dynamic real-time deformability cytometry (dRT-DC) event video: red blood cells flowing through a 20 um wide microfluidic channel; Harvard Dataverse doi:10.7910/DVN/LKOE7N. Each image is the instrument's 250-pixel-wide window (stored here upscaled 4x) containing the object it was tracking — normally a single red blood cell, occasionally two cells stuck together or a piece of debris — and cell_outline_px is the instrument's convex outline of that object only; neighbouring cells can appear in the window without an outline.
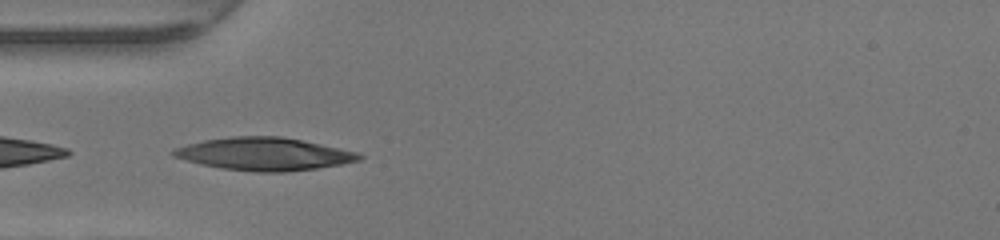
{"species": "human", "species_latin": "Homo sapiens", "temperature_condition": "warm", "stored_images_in_passage": 26, "camera_frame_rate_fps": 3000, "um_per_image_px": 0.085, "donor": {"sex": "female"}, "frame": {"image": 1, "passage_image": 1, "time_ms": 0.0, "image_size_px": [1000, 240], "cell_outline_px": [[364, 156], [360, 160], [340, 164], [316, 168], [288, 172], [256, 172], [220, 168], [200, 164], [172, 156], [168, 152], [172, 148], [204, 140], [232, 136], [280, 136], [360, 152]], "centroid_in_image_um": [22.42, 13.09], "position_along_channel_um": 62.6, "area_um2": 35.55}}
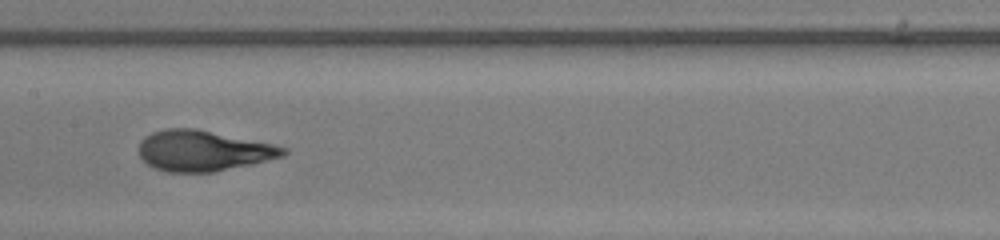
{"frame": {"image": 2, "passage_image": 10, "time_ms": 3.0, "image_size_px": [1000, 240], "cell_outline_px": [[288, 152], [284, 156], [212, 172], [168, 172], [156, 168], [148, 164], [140, 156], [140, 140], [144, 136], [152, 132], [164, 128], [196, 128], [272, 144], [288, 148]], "centroid_in_image_um": [17.25, 12.8], "position_along_channel_um": 190.2, "area_um2": 33.87}}
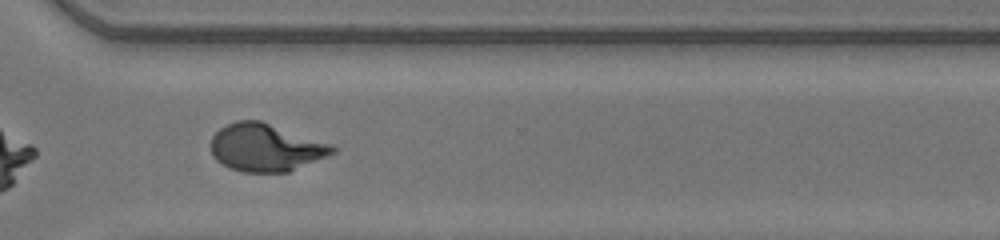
{"frame": {"image": 3, "passage_image": 21, "time_ms": 6.667, "image_size_px": [1000, 240], "cell_outline_px": [[336, 152], [288, 172], [244, 172], [228, 168], [216, 160], [212, 156], [212, 136], [220, 128], [236, 120], [260, 120], [332, 144], [336, 148]], "centroid_in_image_um": [22.57, 12.54], "position_along_channel_um": 348.0, "area_um2": 33.64}, "authors_computed_cell_mechanics": {"area_um2": 33.8419, "velocity_mm_per_s": 4.2919, "shape_relaxation_time_tau1_ms": 4.2824, "shape_relaxation_time_tau2_ms": null, "deformation_change_tau1": 0.2649, "deformation_change_tau2": null}}